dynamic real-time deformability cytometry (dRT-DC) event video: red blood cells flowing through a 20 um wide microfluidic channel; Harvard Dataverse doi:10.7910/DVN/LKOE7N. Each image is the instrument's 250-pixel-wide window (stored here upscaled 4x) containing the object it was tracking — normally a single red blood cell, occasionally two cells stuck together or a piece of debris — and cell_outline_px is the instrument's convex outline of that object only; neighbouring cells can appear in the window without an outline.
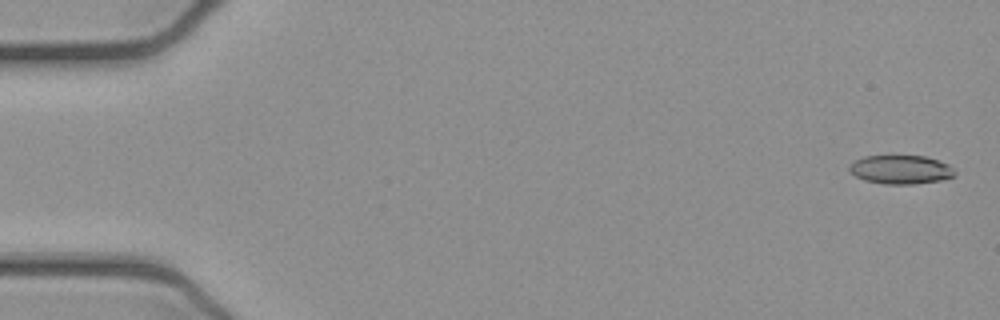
{"species": "common noctule bat (a hibernating species)", "species_latin": "Nyctalus noctula", "temperature_condition": "cold", "stored_images_in_passage": 53, "camera_frame_rate_fps": 3000, "um_per_image_px": 0.085, "animal": {"sex": "female", "body_mass_g": 21.9}, "frame": {"image": 1, "passage_image": 2, "time_ms": 0.333, "image_size_px": [1000, 320], "cell_outline_px": [[956, 176], [940, 180], [912, 184], [884, 184], [864, 180], [856, 176], [848, 168], [856, 160], [864, 156], [924, 156], [948, 164], [956, 172]], "centroid_in_image_um": [76.58, 14.42], "position_along_channel_um": 8.4, "area_um2": 17.46}}
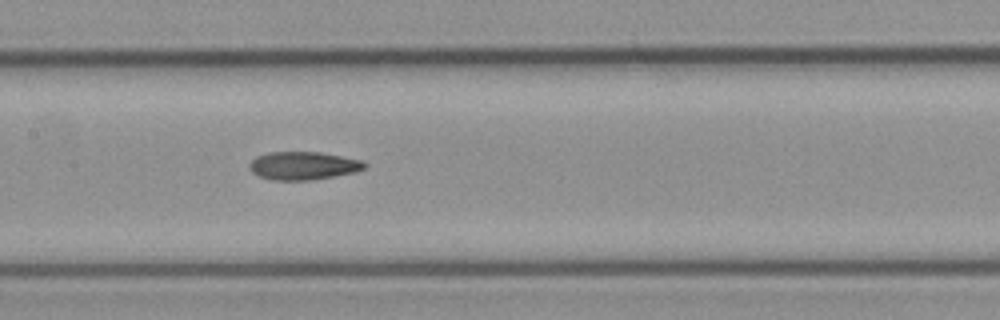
{"frame": {"image": 2, "passage_image": 26, "time_ms": 8.333, "image_size_px": [1000, 320], "cell_outline_px": [[368, 164], [364, 168], [356, 172], [312, 180], [268, 180], [252, 172], [248, 168], [248, 164], [256, 156], [268, 152], [320, 152], [364, 160]], "centroid_in_image_um": [25.78, 14.08], "position_along_channel_um": 181.6, "area_um2": 19.07}}
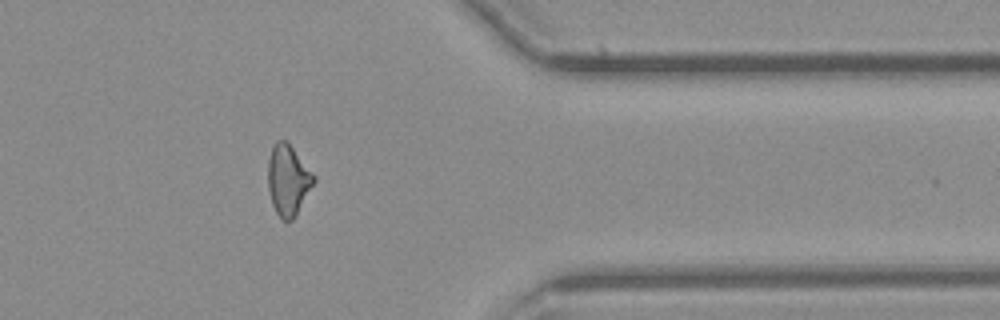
{"frame": {"image": 3, "passage_image": 43, "time_ms": 14.0, "image_size_px": [1000, 320], "cell_outline_px": [[316, 180], [296, 216], [292, 220], [280, 220], [272, 204], [268, 188], [268, 160], [272, 148], [276, 140], [284, 140], [292, 148], [316, 176]], "centroid_in_image_um": [24.49, 15.34], "position_along_channel_um": 386.9, "area_um2": 18.79}, "authors_computed_cell_mechanics": {"area_um2": 18.8428, "velocity_mm_per_s": 3.9176, "shape_relaxation_time_tau1_ms": null, "shape_relaxation_time_tau2_ms": 5.3407, "deformation_change_tau1": null, "deformation_change_tau2": 0.1498}}